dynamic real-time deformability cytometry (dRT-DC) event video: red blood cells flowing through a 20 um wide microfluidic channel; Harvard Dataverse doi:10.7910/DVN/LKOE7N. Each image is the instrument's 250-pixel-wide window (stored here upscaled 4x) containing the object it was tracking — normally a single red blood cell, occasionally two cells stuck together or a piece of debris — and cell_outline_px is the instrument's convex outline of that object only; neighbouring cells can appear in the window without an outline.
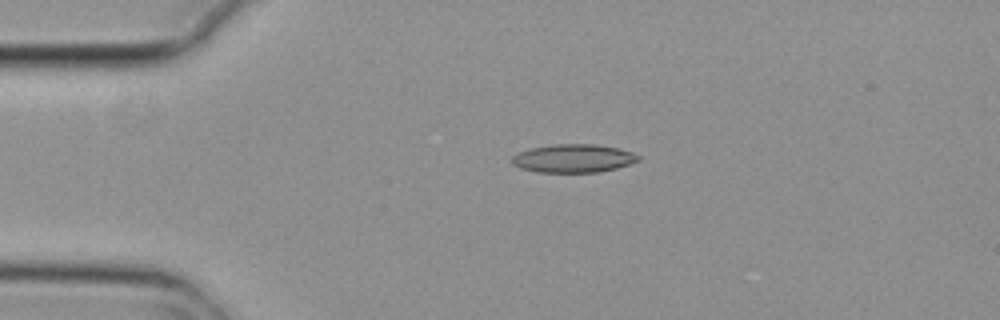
{"species": "common noctule bat (a hibernating species)", "species_latin": "Nyctalus noctula", "temperature_condition": "cold", "stored_images_in_passage": 3, "camera_frame_rate_fps": 3000, "um_per_image_px": 0.085, "animal": {"sex": "female", "body_mass_g": 29.2, "forearm_length_mm": 56.3}, "frame": {"image": 1, "passage_image": 3, "time_ms": 0.667, "image_size_px": [1000, 320], "cell_outline_px": [[640, 160], [616, 168], [600, 172], [536, 172], [520, 168], [512, 164], [512, 156], [516, 152], [528, 148], [552, 144], [596, 144], [616, 148], [632, 152], [640, 156]], "centroid_in_image_um": [48.68, 13.45], "position_along_channel_um": 36.3, "area_um2": 20.98}}